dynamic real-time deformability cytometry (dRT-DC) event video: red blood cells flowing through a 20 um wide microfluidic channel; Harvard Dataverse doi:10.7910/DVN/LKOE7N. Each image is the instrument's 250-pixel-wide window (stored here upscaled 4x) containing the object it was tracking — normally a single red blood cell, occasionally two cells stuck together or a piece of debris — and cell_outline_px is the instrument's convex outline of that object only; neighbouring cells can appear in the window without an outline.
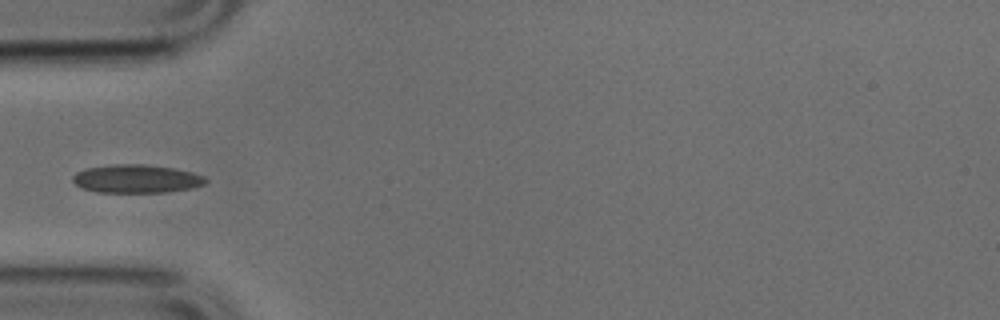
{"species": "common noctule bat (a hibernating species)", "species_latin": "Nyctalus noctula", "temperature_condition": "cold", "stored_images_in_passage": 36, "camera_frame_rate_fps": 3000, "um_per_image_px": 0.085, "animal": {"sex": "male", "body_mass_g": 17.9, "forearm_length_mm": 54.2}, "frame": {"image": 1, "passage_image": 1, "time_ms": 0.0, "image_size_px": [1000, 320], "cell_outline_px": [[208, 180], [204, 184], [192, 188], [168, 192], [96, 192], [84, 188], [76, 184], [72, 180], [72, 176], [76, 172], [84, 168], [112, 164], [144, 164], [172, 168], [192, 172], [204, 176]], "centroid_in_image_um": [11.59, 15.19], "position_along_channel_um": 73.4, "area_um2": 21.96}}
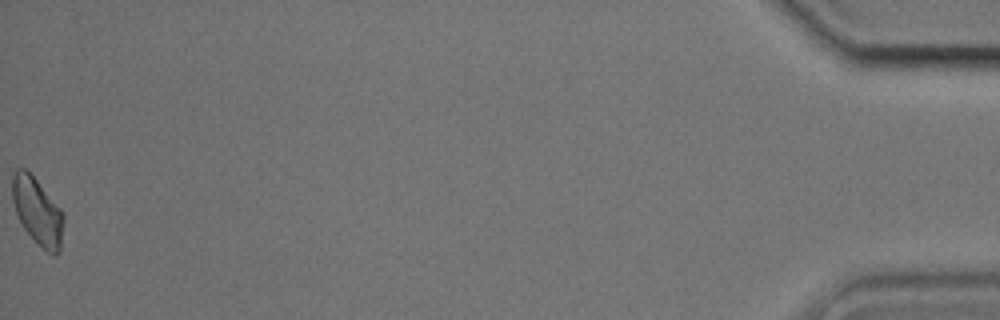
{"frame": {"image": 2, "passage_image": 36, "time_ms": 11.667, "image_size_px": [1000, 320], "cell_outline_px": [[64, 220], [60, 252], [56, 256], [52, 256], [24, 228], [16, 212], [12, 200], [12, 172], [16, 168], [24, 168], [36, 180], [60, 208], [64, 216]], "centroid_in_image_um": [3.19, 17.96], "position_along_channel_um": 432.0, "area_um2": 19.71}}